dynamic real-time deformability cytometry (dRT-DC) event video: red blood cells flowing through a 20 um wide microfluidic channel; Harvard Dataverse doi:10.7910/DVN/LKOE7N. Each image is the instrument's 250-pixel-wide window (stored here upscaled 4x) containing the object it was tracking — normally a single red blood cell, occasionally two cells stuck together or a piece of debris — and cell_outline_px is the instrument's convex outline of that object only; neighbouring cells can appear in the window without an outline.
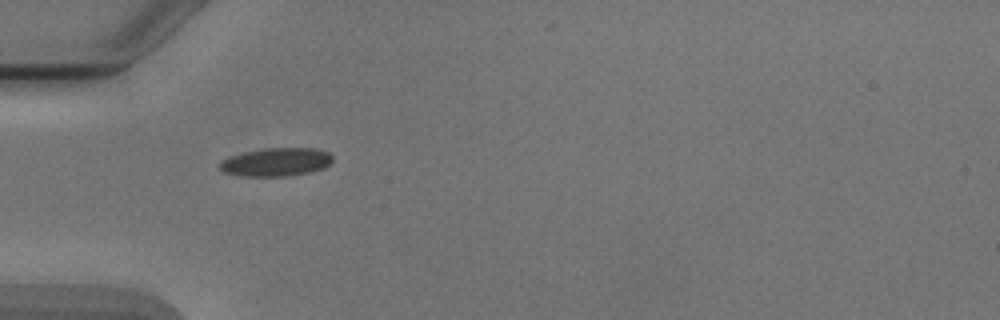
{"species": "Egyptian fruit bat (a non-hibernating species)", "species_latin": "Rousettus aegyptiacus", "temperature_condition": "cold", "stored_images_in_passage": 23, "camera_frame_rate_fps": 3000, "um_per_image_px": 0.085, "animal": {"sex": "male"}, "frame": {"image": 1, "passage_image": 1, "time_ms": 0.0, "image_size_px": [1000, 320], "cell_outline_px": [[332, 160], [324, 168], [312, 172], [288, 176], [244, 176], [224, 172], [220, 168], [220, 164], [224, 160], [232, 156], [244, 152], [264, 148], [312, 148], [328, 152], [332, 156]], "centroid_in_image_um": [23.51, 13.78], "position_along_channel_um": 61.5, "area_um2": 18.44}}